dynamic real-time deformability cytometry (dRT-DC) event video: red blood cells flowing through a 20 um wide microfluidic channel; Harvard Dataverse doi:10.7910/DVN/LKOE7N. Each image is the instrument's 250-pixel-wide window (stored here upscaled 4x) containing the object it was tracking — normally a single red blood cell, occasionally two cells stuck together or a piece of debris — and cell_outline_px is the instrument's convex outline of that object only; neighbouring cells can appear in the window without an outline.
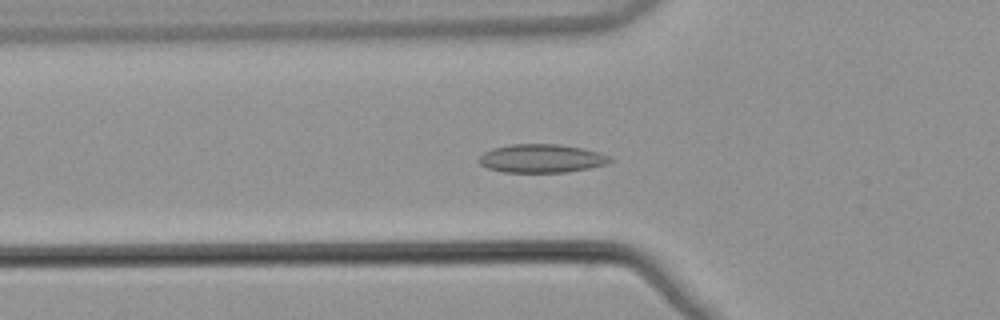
{"species": "common noctule bat (a hibernating species)", "species_latin": "Nyctalus noctula", "temperature_condition": "warm", "stored_images_in_passage": 38, "camera_frame_rate_fps": 3000, "um_per_image_px": 0.085, "animal": {"sex": "male", "body_mass_g": 21.5, "forearm_length_mm": 52.0}, "frame": {"image": 1, "passage_image": 3, "time_ms": 0.667, "image_size_px": [1000, 320], "cell_outline_px": [[616, 160], [608, 164], [568, 172], [504, 172], [488, 168], [480, 164], [476, 160], [484, 152], [492, 148], [512, 144], [556, 144], [584, 148], [608, 156]], "centroid_in_image_um": [46.03, 13.47], "position_along_channel_um": 79.8, "area_um2": 21.79}}
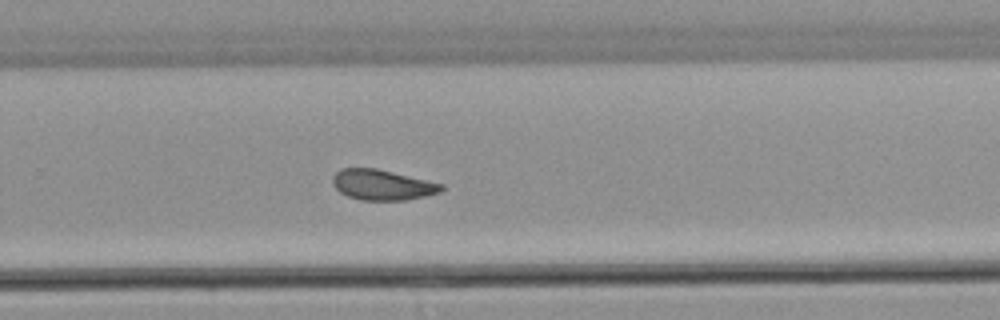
{"frame": {"image": 2, "passage_image": 20, "time_ms": 6.333, "image_size_px": [1000, 320], "cell_outline_px": [[444, 188], [440, 192], [408, 200], [360, 200], [348, 196], [340, 192], [332, 184], [332, 176], [340, 168], [376, 168], [444, 184]], "centroid_in_image_um": [32.48, 15.71], "position_along_channel_um": 297.3, "area_um2": 19.31}}
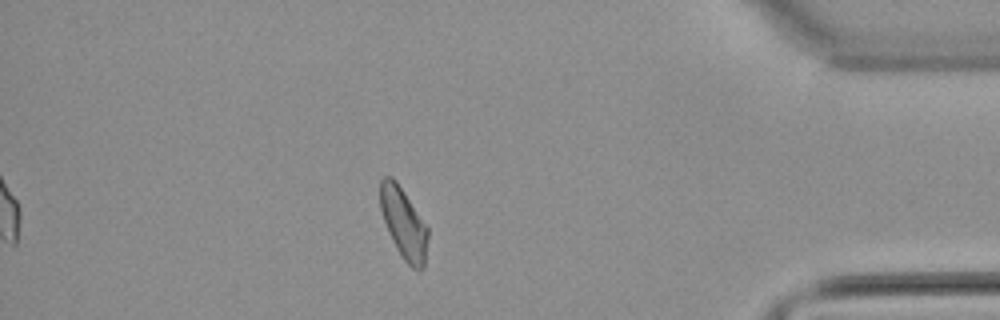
{"frame": {"image": 3, "passage_image": 31, "time_ms": 10.0, "image_size_px": [1000, 320], "cell_outline_px": [[428, 236], [424, 268], [420, 272], [416, 272], [404, 260], [396, 248], [392, 240], [384, 220], [380, 208], [380, 180], [384, 176], [392, 176], [396, 180], [428, 228]], "centroid_in_image_um": [34.31, 19.01], "position_along_channel_um": 400.9, "area_um2": 19.59}, "authors_computed_cell_mechanics": {"area_um2": 19.7387, "velocity_mm_per_s": 3.8437, "shape_relaxation_time_tau1_ms": null, "shape_relaxation_time_tau2_ms": 2.8824, "deformation_change_tau1": null, "deformation_change_tau2": 0.0739}}